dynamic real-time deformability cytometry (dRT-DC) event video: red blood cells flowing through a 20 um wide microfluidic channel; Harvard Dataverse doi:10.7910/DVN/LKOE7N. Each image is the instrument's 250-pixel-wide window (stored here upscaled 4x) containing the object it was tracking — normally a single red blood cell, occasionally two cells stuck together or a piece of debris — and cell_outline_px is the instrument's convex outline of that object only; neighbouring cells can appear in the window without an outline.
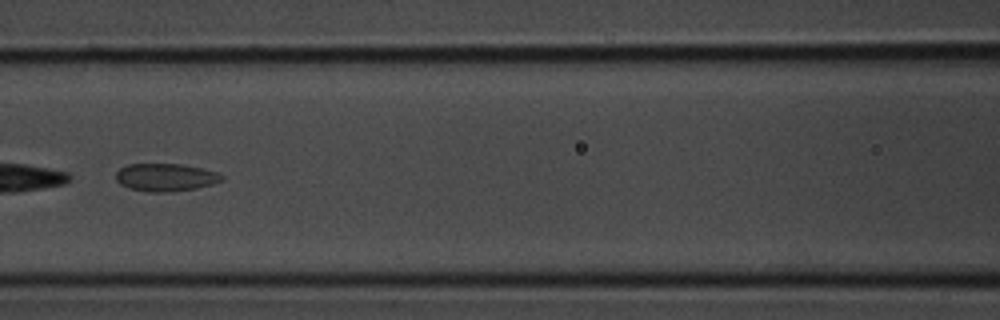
{"species": "common noctule bat (a hibernating species)", "species_latin": "Nyctalus noctula", "temperature_condition": "room temperature", "stored_images_in_passage": 31, "camera_frame_rate_fps": 3000, "um_per_image_px": 0.085, "animal": {"sex": "male", "body_mass_g": 20.1, "forearm_length_mm": 53.5}, "frame": {"image": 1, "passage_image": 10, "time_ms": 3.0, "image_size_px": [1000, 320], "cell_outline_px": [[224, 176], [220, 180], [212, 184], [196, 188], [164, 192], [148, 192], [128, 188], [120, 184], [116, 180], [116, 172], [120, 168], [128, 164], [180, 164], [200, 168], [216, 172]], "centroid_in_image_um": [14.02, 15.07], "position_along_channel_um": 152.6, "area_um2": 16.94}}
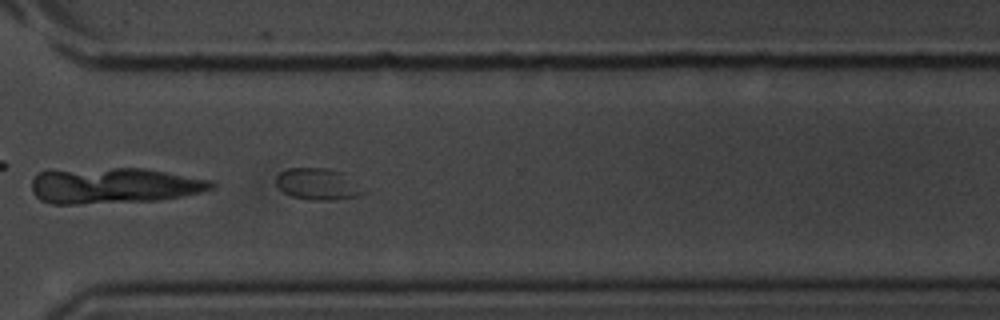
{"frame": {"image": 2, "passage_image": 22, "time_ms": 7.0, "image_size_px": [1000, 320], "cell_outline_px": [[368, 192], [360, 196], [336, 200], [308, 200], [292, 196], [284, 192], [276, 184], [276, 176], [280, 172], [288, 168], [328, 168], [340, 172]], "centroid_in_image_um": [27.01, 15.66], "position_along_channel_um": 343.6, "area_um2": 16.01}}